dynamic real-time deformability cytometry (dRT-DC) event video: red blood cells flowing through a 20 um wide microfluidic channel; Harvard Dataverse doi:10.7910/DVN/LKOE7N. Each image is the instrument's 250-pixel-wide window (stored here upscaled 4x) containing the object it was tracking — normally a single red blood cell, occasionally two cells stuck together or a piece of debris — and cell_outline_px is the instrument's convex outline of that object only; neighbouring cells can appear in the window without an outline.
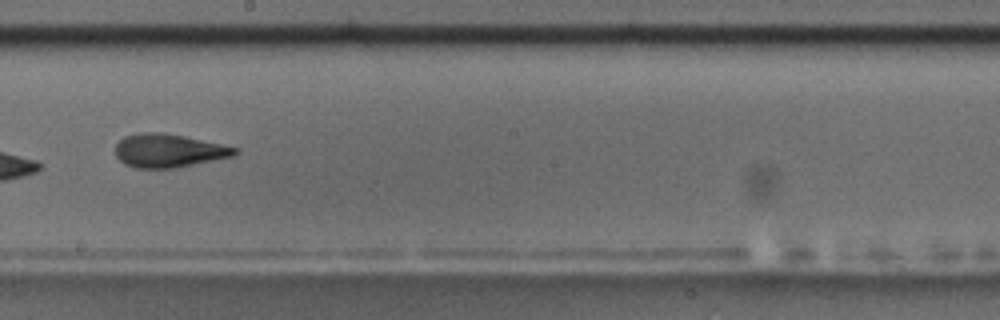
{"species": "common noctule bat (a hibernating species)", "species_latin": "Nyctalus noctula", "temperature_condition": "room temperature", "stored_images_in_passage": 16, "camera_frame_rate_fps": 3000, "um_per_image_px": 0.085, "animal": {"sex": "male", "body_mass_g": 17.5, "forearm_length_mm": 52.3}, "frame": {"image": 1, "passage_image": 10, "time_ms": 10.667, "image_size_px": [1000, 320], "cell_outline_px": [[240, 152], [232, 156], [176, 168], [136, 168], [124, 164], [116, 156], [116, 144], [124, 136], [140, 132], [160, 132], [184, 136], [240, 148]], "centroid_in_image_um": [14.33, 12.8], "position_along_channel_um": 233.9, "area_um2": 23.29}, "authors_computed_cell_mechanics": {"area_um2": 26.7903, "velocity_mm_per_s": 3.5198, "shape_relaxation_time_tau1_ms": null, "shape_relaxation_time_tau2_ms": 2.9786, "deformation_change_tau1": null, "deformation_change_tau2": 0.113}}